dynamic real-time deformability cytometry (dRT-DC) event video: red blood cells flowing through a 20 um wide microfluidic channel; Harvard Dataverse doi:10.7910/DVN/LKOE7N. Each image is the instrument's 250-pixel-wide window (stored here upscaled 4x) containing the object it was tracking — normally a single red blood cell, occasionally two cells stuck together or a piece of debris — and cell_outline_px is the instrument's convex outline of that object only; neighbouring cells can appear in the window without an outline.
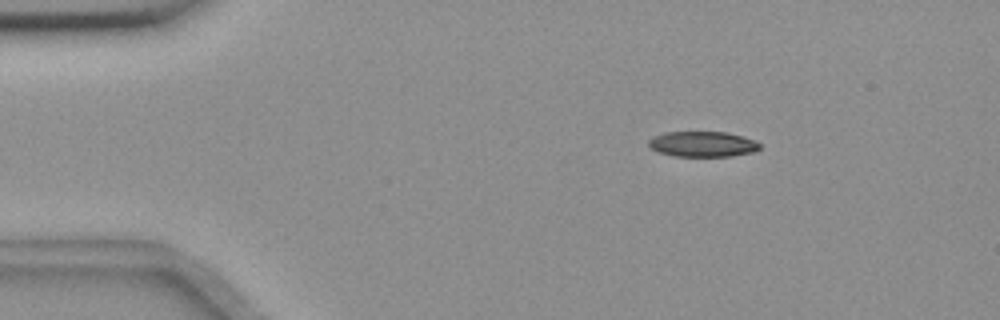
{"species": "common noctule bat (a hibernating species)", "species_latin": "Nyctalus noctula", "temperature_condition": "room temperature", "stored_images_in_passage": 5, "camera_frame_rate_fps": 3000, "um_per_image_px": 0.085, "animal": {"sex": "female", "body_mass_g": 18.4}, "frame": {"image": 1, "passage_image": 3, "time_ms": 2.333, "image_size_px": [1000, 320], "cell_outline_px": [[760, 148], [756, 152], [732, 156], [676, 156], [660, 152], [652, 148], [648, 144], [648, 140], [652, 136], [664, 132], [728, 132], [756, 140], [760, 144]], "centroid_in_image_um": [59.76, 12.24], "position_along_channel_um": 25.2, "area_um2": 16.59}}